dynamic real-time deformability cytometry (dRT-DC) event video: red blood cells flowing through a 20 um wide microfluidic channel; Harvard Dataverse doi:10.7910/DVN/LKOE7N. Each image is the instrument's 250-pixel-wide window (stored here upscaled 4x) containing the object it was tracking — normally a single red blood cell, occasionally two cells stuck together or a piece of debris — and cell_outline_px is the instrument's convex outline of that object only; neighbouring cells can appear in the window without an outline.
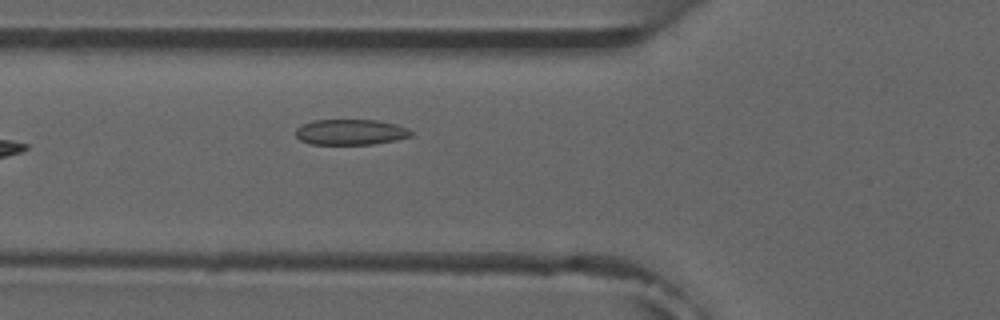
{"species": "common noctule bat (a hibernating species)", "species_latin": "Nyctalus noctula", "temperature_condition": "room temperature", "stored_images_in_passage": 4, "camera_frame_rate_fps": 3000, "um_per_image_px": 0.085, "animal": {"sex": "male", "forearm_length_mm": 52.5}, "frame": {"image": 1, "passage_image": 4, "time_ms": 4.333, "image_size_px": [1000, 320], "cell_outline_px": [[412, 136], [396, 140], [372, 144], [312, 144], [300, 140], [296, 136], [296, 128], [312, 120], [376, 120], [396, 124], [408, 128], [412, 132]], "centroid_in_image_um": [29.81, 11.22], "position_along_channel_um": 96.0, "area_um2": 17.17}}